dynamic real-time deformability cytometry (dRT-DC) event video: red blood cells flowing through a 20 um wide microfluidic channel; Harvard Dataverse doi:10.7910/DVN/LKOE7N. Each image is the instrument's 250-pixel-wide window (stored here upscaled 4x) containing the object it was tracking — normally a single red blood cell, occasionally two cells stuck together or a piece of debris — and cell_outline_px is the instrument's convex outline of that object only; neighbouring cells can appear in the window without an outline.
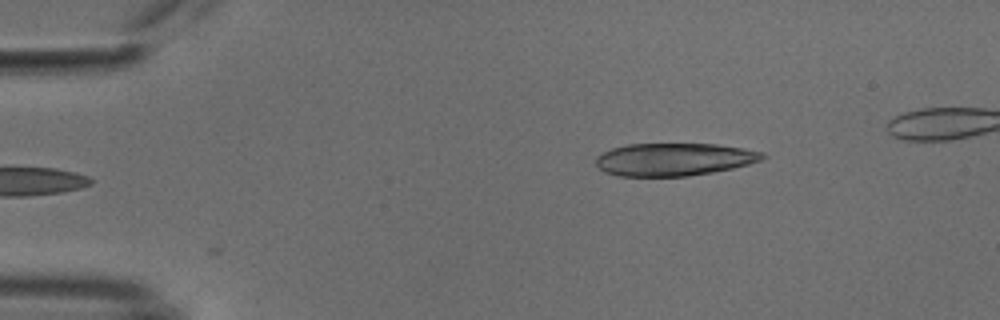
{"species": "common noctule bat (a hibernating species)", "species_latin": "Nyctalus noctula", "temperature_condition": "cold", "stored_images_in_passage": 31, "camera_frame_rate_fps": 3000, "um_per_image_px": 0.085, "animal": {"sex": "male", "body_mass_g": 18.8}, "frame": {"image": 1, "passage_image": 1, "time_ms": 0.0, "image_size_px": [1000, 320], "cell_outline_px": [[768, 156], [760, 160], [748, 164], [732, 168], [712, 172], [688, 176], [620, 176], [604, 172], [596, 164], [596, 156], [612, 148], [628, 144], [716, 144], [744, 148], [764, 152]], "centroid_in_image_um": [57.3, 13.54], "position_along_channel_um": 27.7, "area_um2": 31.73}}